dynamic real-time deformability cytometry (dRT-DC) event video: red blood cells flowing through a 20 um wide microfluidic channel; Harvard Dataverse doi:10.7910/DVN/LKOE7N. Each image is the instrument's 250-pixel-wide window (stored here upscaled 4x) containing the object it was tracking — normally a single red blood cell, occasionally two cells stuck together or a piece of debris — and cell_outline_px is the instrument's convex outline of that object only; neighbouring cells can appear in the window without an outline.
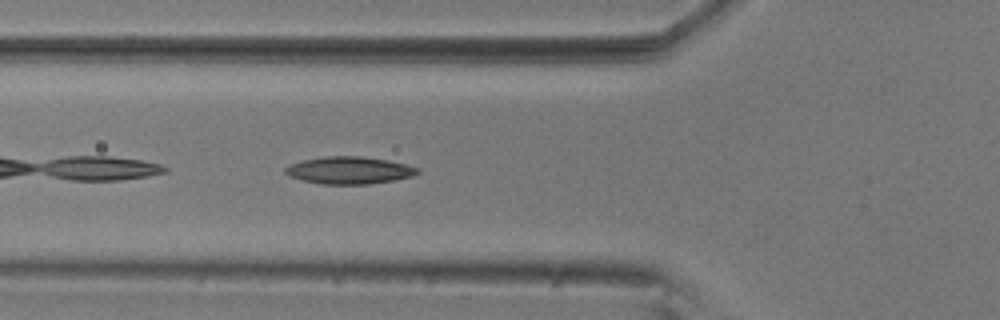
{"species": "common noctule bat (a hibernating species)", "species_latin": "Nyctalus noctula", "temperature_condition": "room temperature", "stored_images_in_passage": 40, "camera_frame_rate_fps": 3000, "um_per_image_px": 0.085, "animal": {"sex": "male", "body_mass_g": 20.5, "forearm_length_mm": 52.5}, "frame": {"image": 1, "passage_image": 4, "time_ms": 1.0, "image_size_px": [1000, 320], "cell_outline_px": [[420, 172], [412, 176], [396, 180], [368, 184], [320, 184], [300, 180], [284, 172], [284, 168], [292, 164], [304, 160], [324, 156], [360, 156], [388, 160], [420, 168]], "centroid_in_image_um": [29.71, 14.48], "position_along_channel_um": 96.1, "area_um2": 20.98}}
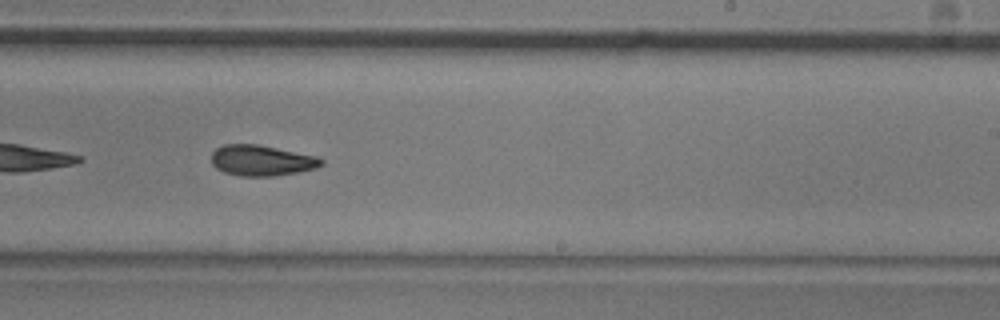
{"frame": {"image": 2, "passage_image": 18, "time_ms": 5.667, "image_size_px": [1000, 320], "cell_outline_px": [[324, 164], [316, 168], [296, 172], [272, 176], [240, 176], [224, 172], [216, 168], [212, 164], [212, 152], [216, 148], [224, 144], [256, 144], [316, 156], [324, 160]], "centroid_in_image_um": [22.22, 13.64], "position_along_channel_um": 266.8, "area_um2": 19.54}}
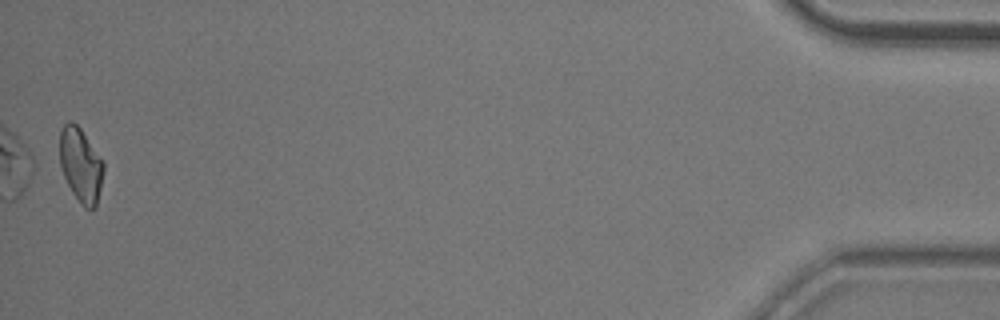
{"frame": {"image": 3, "passage_image": 39, "time_ms": 12.667, "image_size_px": [1000, 320], "cell_outline_px": [[104, 172], [96, 208], [92, 212], [84, 208], [80, 204], [72, 192], [64, 176], [60, 164], [60, 132], [64, 124], [68, 120], [72, 120], [80, 128], [104, 160]], "centroid_in_image_um": [6.89, 14.05], "position_along_channel_um": 428.3, "area_um2": 19.31}, "authors_computed_cell_mechanics": {"area_um2": 19.4497, "velocity_mm_per_s": 3.6471, "shape_relaxation_time_tau1_ms": 7.2755, "shape_relaxation_time_tau2_ms": 8.1469, "deformation_change_tau1": 0.1978, "deformation_change_tau2": 0.1486}}